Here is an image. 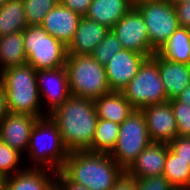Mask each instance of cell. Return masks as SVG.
Listing matches in <instances>:
<instances>
[{
	"label": "cell",
	"instance_id": "20",
	"mask_svg": "<svg viewBox=\"0 0 190 190\" xmlns=\"http://www.w3.org/2000/svg\"><path fill=\"white\" fill-rule=\"evenodd\" d=\"M99 119L121 124L136 109L124 97L122 92L111 91L94 99Z\"/></svg>",
	"mask_w": 190,
	"mask_h": 190
},
{
	"label": "cell",
	"instance_id": "16",
	"mask_svg": "<svg viewBox=\"0 0 190 190\" xmlns=\"http://www.w3.org/2000/svg\"><path fill=\"white\" fill-rule=\"evenodd\" d=\"M81 16L60 2L44 17L41 27L66 46L72 41Z\"/></svg>",
	"mask_w": 190,
	"mask_h": 190
},
{
	"label": "cell",
	"instance_id": "22",
	"mask_svg": "<svg viewBox=\"0 0 190 190\" xmlns=\"http://www.w3.org/2000/svg\"><path fill=\"white\" fill-rule=\"evenodd\" d=\"M24 40V31L0 37V72L10 66L27 63Z\"/></svg>",
	"mask_w": 190,
	"mask_h": 190
},
{
	"label": "cell",
	"instance_id": "21",
	"mask_svg": "<svg viewBox=\"0 0 190 190\" xmlns=\"http://www.w3.org/2000/svg\"><path fill=\"white\" fill-rule=\"evenodd\" d=\"M132 7L130 0H93L85 17L112 29Z\"/></svg>",
	"mask_w": 190,
	"mask_h": 190
},
{
	"label": "cell",
	"instance_id": "23",
	"mask_svg": "<svg viewBox=\"0 0 190 190\" xmlns=\"http://www.w3.org/2000/svg\"><path fill=\"white\" fill-rule=\"evenodd\" d=\"M157 53L169 61L190 65V29L178 27Z\"/></svg>",
	"mask_w": 190,
	"mask_h": 190
},
{
	"label": "cell",
	"instance_id": "12",
	"mask_svg": "<svg viewBox=\"0 0 190 190\" xmlns=\"http://www.w3.org/2000/svg\"><path fill=\"white\" fill-rule=\"evenodd\" d=\"M151 142L169 144L177 137V122L169 101L141 109Z\"/></svg>",
	"mask_w": 190,
	"mask_h": 190
},
{
	"label": "cell",
	"instance_id": "5",
	"mask_svg": "<svg viewBox=\"0 0 190 190\" xmlns=\"http://www.w3.org/2000/svg\"><path fill=\"white\" fill-rule=\"evenodd\" d=\"M65 67L71 95L94 100L111 92L105 66L91 55H68Z\"/></svg>",
	"mask_w": 190,
	"mask_h": 190
},
{
	"label": "cell",
	"instance_id": "31",
	"mask_svg": "<svg viewBox=\"0 0 190 190\" xmlns=\"http://www.w3.org/2000/svg\"><path fill=\"white\" fill-rule=\"evenodd\" d=\"M135 185L136 190H176L163 175L135 179Z\"/></svg>",
	"mask_w": 190,
	"mask_h": 190
},
{
	"label": "cell",
	"instance_id": "38",
	"mask_svg": "<svg viewBox=\"0 0 190 190\" xmlns=\"http://www.w3.org/2000/svg\"><path fill=\"white\" fill-rule=\"evenodd\" d=\"M179 102L186 103L190 106V85L186 87L182 93L176 97Z\"/></svg>",
	"mask_w": 190,
	"mask_h": 190
},
{
	"label": "cell",
	"instance_id": "13",
	"mask_svg": "<svg viewBox=\"0 0 190 190\" xmlns=\"http://www.w3.org/2000/svg\"><path fill=\"white\" fill-rule=\"evenodd\" d=\"M147 56L123 49L116 53L105 66L111 91L122 92L137 75L139 67Z\"/></svg>",
	"mask_w": 190,
	"mask_h": 190
},
{
	"label": "cell",
	"instance_id": "14",
	"mask_svg": "<svg viewBox=\"0 0 190 190\" xmlns=\"http://www.w3.org/2000/svg\"><path fill=\"white\" fill-rule=\"evenodd\" d=\"M38 119L29 114L8 112L0 122V140L22 155L25 154L31 131Z\"/></svg>",
	"mask_w": 190,
	"mask_h": 190
},
{
	"label": "cell",
	"instance_id": "28",
	"mask_svg": "<svg viewBox=\"0 0 190 190\" xmlns=\"http://www.w3.org/2000/svg\"><path fill=\"white\" fill-rule=\"evenodd\" d=\"M123 49V45L110 29L105 38L94 48L91 56L100 64L105 65L116 53Z\"/></svg>",
	"mask_w": 190,
	"mask_h": 190
},
{
	"label": "cell",
	"instance_id": "10",
	"mask_svg": "<svg viewBox=\"0 0 190 190\" xmlns=\"http://www.w3.org/2000/svg\"><path fill=\"white\" fill-rule=\"evenodd\" d=\"M123 48L147 57L156 52L150 45L147 26L140 12L132 7L112 28Z\"/></svg>",
	"mask_w": 190,
	"mask_h": 190
},
{
	"label": "cell",
	"instance_id": "6",
	"mask_svg": "<svg viewBox=\"0 0 190 190\" xmlns=\"http://www.w3.org/2000/svg\"><path fill=\"white\" fill-rule=\"evenodd\" d=\"M23 31L27 64L35 70L65 67L68 51L64 43L48 34L40 25L27 26Z\"/></svg>",
	"mask_w": 190,
	"mask_h": 190
},
{
	"label": "cell",
	"instance_id": "18",
	"mask_svg": "<svg viewBox=\"0 0 190 190\" xmlns=\"http://www.w3.org/2000/svg\"><path fill=\"white\" fill-rule=\"evenodd\" d=\"M26 167L8 176L5 190H52L56 186L57 172L47 168Z\"/></svg>",
	"mask_w": 190,
	"mask_h": 190
},
{
	"label": "cell",
	"instance_id": "43",
	"mask_svg": "<svg viewBox=\"0 0 190 190\" xmlns=\"http://www.w3.org/2000/svg\"><path fill=\"white\" fill-rule=\"evenodd\" d=\"M52 190H60L57 186H55Z\"/></svg>",
	"mask_w": 190,
	"mask_h": 190
},
{
	"label": "cell",
	"instance_id": "32",
	"mask_svg": "<svg viewBox=\"0 0 190 190\" xmlns=\"http://www.w3.org/2000/svg\"><path fill=\"white\" fill-rule=\"evenodd\" d=\"M168 147L178 158L190 165V137L177 136L168 144Z\"/></svg>",
	"mask_w": 190,
	"mask_h": 190
},
{
	"label": "cell",
	"instance_id": "33",
	"mask_svg": "<svg viewBox=\"0 0 190 190\" xmlns=\"http://www.w3.org/2000/svg\"><path fill=\"white\" fill-rule=\"evenodd\" d=\"M60 3L77 13L81 17H84L88 11L93 0H59Z\"/></svg>",
	"mask_w": 190,
	"mask_h": 190
},
{
	"label": "cell",
	"instance_id": "41",
	"mask_svg": "<svg viewBox=\"0 0 190 190\" xmlns=\"http://www.w3.org/2000/svg\"><path fill=\"white\" fill-rule=\"evenodd\" d=\"M169 1L172 2L173 4L190 2V0H169Z\"/></svg>",
	"mask_w": 190,
	"mask_h": 190
},
{
	"label": "cell",
	"instance_id": "39",
	"mask_svg": "<svg viewBox=\"0 0 190 190\" xmlns=\"http://www.w3.org/2000/svg\"><path fill=\"white\" fill-rule=\"evenodd\" d=\"M8 176L0 172V190L6 189Z\"/></svg>",
	"mask_w": 190,
	"mask_h": 190
},
{
	"label": "cell",
	"instance_id": "7",
	"mask_svg": "<svg viewBox=\"0 0 190 190\" xmlns=\"http://www.w3.org/2000/svg\"><path fill=\"white\" fill-rule=\"evenodd\" d=\"M122 93L136 110L169 101L159 75L157 52L143 61L137 75Z\"/></svg>",
	"mask_w": 190,
	"mask_h": 190
},
{
	"label": "cell",
	"instance_id": "29",
	"mask_svg": "<svg viewBox=\"0 0 190 190\" xmlns=\"http://www.w3.org/2000/svg\"><path fill=\"white\" fill-rule=\"evenodd\" d=\"M22 154L0 140V172L11 176L23 170ZM21 163V164H20ZM20 167V168H19Z\"/></svg>",
	"mask_w": 190,
	"mask_h": 190
},
{
	"label": "cell",
	"instance_id": "17",
	"mask_svg": "<svg viewBox=\"0 0 190 190\" xmlns=\"http://www.w3.org/2000/svg\"><path fill=\"white\" fill-rule=\"evenodd\" d=\"M109 30L105 25L81 17L74 37L67 46L68 55H91Z\"/></svg>",
	"mask_w": 190,
	"mask_h": 190
},
{
	"label": "cell",
	"instance_id": "37",
	"mask_svg": "<svg viewBox=\"0 0 190 190\" xmlns=\"http://www.w3.org/2000/svg\"><path fill=\"white\" fill-rule=\"evenodd\" d=\"M8 113L6 103V93L2 80L0 79V122Z\"/></svg>",
	"mask_w": 190,
	"mask_h": 190
},
{
	"label": "cell",
	"instance_id": "26",
	"mask_svg": "<svg viewBox=\"0 0 190 190\" xmlns=\"http://www.w3.org/2000/svg\"><path fill=\"white\" fill-rule=\"evenodd\" d=\"M163 176L176 188V190H190V165L178 158L169 147Z\"/></svg>",
	"mask_w": 190,
	"mask_h": 190
},
{
	"label": "cell",
	"instance_id": "15",
	"mask_svg": "<svg viewBox=\"0 0 190 190\" xmlns=\"http://www.w3.org/2000/svg\"><path fill=\"white\" fill-rule=\"evenodd\" d=\"M167 152V143L150 142L125 173L134 179L163 175Z\"/></svg>",
	"mask_w": 190,
	"mask_h": 190
},
{
	"label": "cell",
	"instance_id": "24",
	"mask_svg": "<svg viewBox=\"0 0 190 190\" xmlns=\"http://www.w3.org/2000/svg\"><path fill=\"white\" fill-rule=\"evenodd\" d=\"M27 26L23 0H8L0 7V37L23 31Z\"/></svg>",
	"mask_w": 190,
	"mask_h": 190
},
{
	"label": "cell",
	"instance_id": "27",
	"mask_svg": "<svg viewBox=\"0 0 190 190\" xmlns=\"http://www.w3.org/2000/svg\"><path fill=\"white\" fill-rule=\"evenodd\" d=\"M59 2V0H23L28 26L41 25L46 14Z\"/></svg>",
	"mask_w": 190,
	"mask_h": 190
},
{
	"label": "cell",
	"instance_id": "8",
	"mask_svg": "<svg viewBox=\"0 0 190 190\" xmlns=\"http://www.w3.org/2000/svg\"><path fill=\"white\" fill-rule=\"evenodd\" d=\"M150 142L145 116L135 110L120 124L117 143L109 155L126 171Z\"/></svg>",
	"mask_w": 190,
	"mask_h": 190
},
{
	"label": "cell",
	"instance_id": "9",
	"mask_svg": "<svg viewBox=\"0 0 190 190\" xmlns=\"http://www.w3.org/2000/svg\"><path fill=\"white\" fill-rule=\"evenodd\" d=\"M147 26L150 45L158 52L179 27L174 4L169 0L151 1L135 7Z\"/></svg>",
	"mask_w": 190,
	"mask_h": 190
},
{
	"label": "cell",
	"instance_id": "35",
	"mask_svg": "<svg viewBox=\"0 0 190 190\" xmlns=\"http://www.w3.org/2000/svg\"><path fill=\"white\" fill-rule=\"evenodd\" d=\"M56 186L60 190H90L88 187L72 182L62 171L56 174Z\"/></svg>",
	"mask_w": 190,
	"mask_h": 190
},
{
	"label": "cell",
	"instance_id": "2",
	"mask_svg": "<svg viewBox=\"0 0 190 190\" xmlns=\"http://www.w3.org/2000/svg\"><path fill=\"white\" fill-rule=\"evenodd\" d=\"M61 171L90 190H111L125 171L109 154L71 151Z\"/></svg>",
	"mask_w": 190,
	"mask_h": 190
},
{
	"label": "cell",
	"instance_id": "40",
	"mask_svg": "<svg viewBox=\"0 0 190 190\" xmlns=\"http://www.w3.org/2000/svg\"><path fill=\"white\" fill-rule=\"evenodd\" d=\"M151 1H160V0H130V3L133 7L138 6L139 4L145 3V2H151Z\"/></svg>",
	"mask_w": 190,
	"mask_h": 190
},
{
	"label": "cell",
	"instance_id": "25",
	"mask_svg": "<svg viewBox=\"0 0 190 190\" xmlns=\"http://www.w3.org/2000/svg\"><path fill=\"white\" fill-rule=\"evenodd\" d=\"M120 124L98 119L91 144V152L110 154L118 140Z\"/></svg>",
	"mask_w": 190,
	"mask_h": 190
},
{
	"label": "cell",
	"instance_id": "1",
	"mask_svg": "<svg viewBox=\"0 0 190 190\" xmlns=\"http://www.w3.org/2000/svg\"><path fill=\"white\" fill-rule=\"evenodd\" d=\"M49 117L58 125L62 142L69 152H91L99 119L93 99L71 95Z\"/></svg>",
	"mask_w": 190,
	"mask_h": 190
},
{
	"label": "cell",
	"instance_id": "30",
	"mask_svg": "<svg viewBox=\"0 0 190 190\" xmlns=\"http://www.w3.org/2000/svg\"><path fill=\"white\" fill-rule=\"evenodd\" d=\"M177 122V136L190 137V106L176 98L169 100Z\"/></svg>",
	"mask_w": 190,
	"mask_h": 190
},
{
	"label": "cell",
	"instance_id": "19",
	"mask_svg": "<svg viewBox=\"0 0 190 190\" xmlns=\"http://www.w3.org/2000/svg\"><path fill=\"white\" fill-rule=\"evenodd\" d=\"M158 69L168 100L190 85V65L169 61L158 54Z\"/></svg>",
	"mask_w": 190,
	"mask_h": 190
},
{
	"label": "cell",
	"instance_id": "3",
	"mask_svg": "<svg viewBox=\"0 0 190 190\" xmlns=\"http://www.w3.org/2000/svg\"><path fill=\"white\" fill-rule=\"evenodd\" d=\"M6 93L7 110L11 113L46 117L36 78V70L29 64L10 66L0 72Z\"/></svg>",
	"mask_w": 190,
	"mask_h": 190
},
{
	"label": "cell",
	"instance_id": "34",
	"mask_svg": "<svg viewBox=\"0 0 190 190\" xmlns=\"http://www.w3.org/2000/svg\"><path fill=\"white\" fill-rule=\"evenodd\" d=\"M179 27L190 29V2L174 4Z\"/></svg>",
	"mask_w": 190,
	"mask_h": 190
},
{
	"label": "cell",
	"instance_id": "11",
	"mask_svg": "<svg viewBox=\"0 0 190 190\" xmlns=\"http://www.w3.org/2000/svg\"><path fill=\"white\" fill-rule=\"evenodd\" d=\"M36 78L41 103L46 102L49 116L71 96L66 67L36 70Z\"/></svg>",
	"mask_w": 190,
	"mask_h": 190
},
{
	"label": "cell",
	"instance_id": "42",
	"mask_svg": "<svg viewBox=\"0 0 190 190\" xmlns=\"http://www.w3.org/2000/svg\"><path fill=\"white\" fill-rule=\"evenodd\" d=\"M8 0H0V7L4 4V3H6Z\"/></svg>",
	"mask_w": 190,
	"mask_h": 190
},
{
	"label": "cell",
	"instance_id": "4",
	"mask_svg": "<svg viewBox=\"0 0 190 190\" xmlns=\"http://www.w3.org/2000/svg\"><path fill=\"white\" fill-rule=\"evenodd\" d=\"M29 163L34 168H47L61 171L69 155V150L62 142L58 125L46 116L36 121L26 151Z\"/></svg>",
	"mask_w": 190,
	"mask_h": 190
},
{
	"label": "cell",
	"instance_id": "36",
	"mask_svg": "<svg viewBox=\"0 0 190 190\" xmlns=\"http://www.w3.org/2000/svg\"><path fill=\"white\" fill-rule=\"evenodd\" d=\"M111 190H136L135 179L124 173Z\"/></svg>",
	"mask_w": 190,
	"mask_h": 190
}]
</instances>
